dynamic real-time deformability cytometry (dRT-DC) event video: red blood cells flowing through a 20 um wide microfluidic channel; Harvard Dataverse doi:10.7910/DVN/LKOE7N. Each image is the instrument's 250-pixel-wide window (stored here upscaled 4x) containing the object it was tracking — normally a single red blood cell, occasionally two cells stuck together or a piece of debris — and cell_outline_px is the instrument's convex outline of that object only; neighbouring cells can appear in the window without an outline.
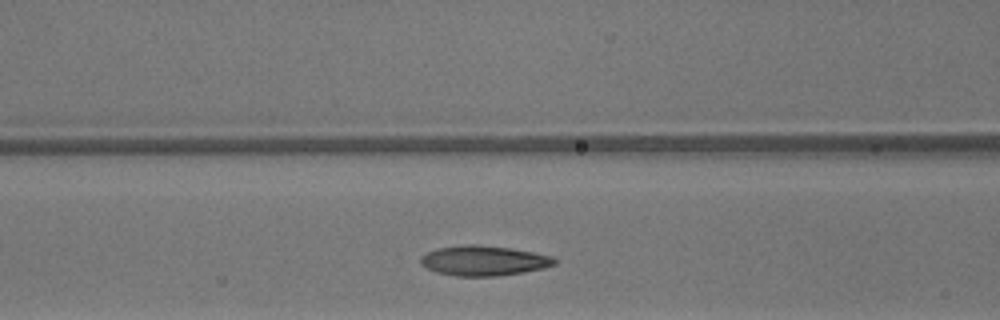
{"species": "common noctule bat (a hibernating species)", "species_latin": "Nyctalus noctula", "temperature_condition": "warm", "stored_images_in_passage": 28, "camera_frame_rate_fps": 3000, "um_per_image_px": 0.085, "animal": {"sex": "male", "body_mass_g": 13.3}, "frame": {"image": 1, "passage_image": 11, "time_ms": 3.333, "image_size_px": [1000, 320], "cell_outline_px": [[556, 264], [544, 268], [524, 272], [496, 276], [456, 276], [436, 272], [420, 264], [420, 256], [436, 248], [464, 244], [476, 244], [508, 248], [532, 252], [552, 256], [556, 260]], "centroid_in_image_um": [41.09, 22.15], "position_along_channel_um": 125.5, "area_um2": 23.41}}
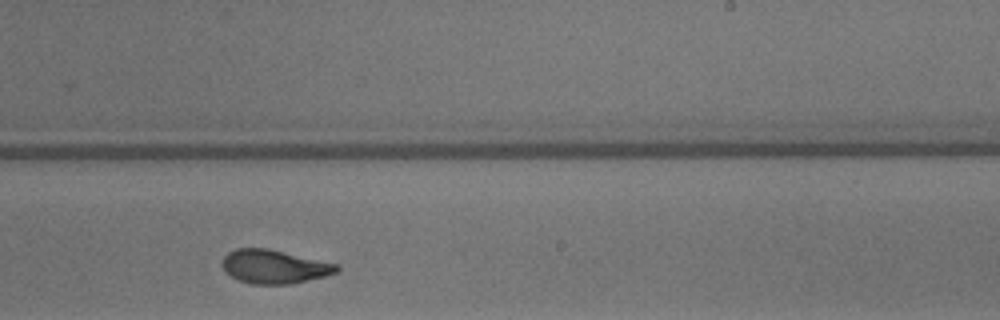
{"frame": {"image": 2, "passage_image": 21, "time_ms": 6.667, "image_size_px": [1000, 320], "cell_outline_px": [[340, 268], [336, 272], [324, 276], [292, 284], [252, 284], [240, 280], [232, 276], [224, 268], [224, 256], [228, 252], [236, 248], [268, 248], [336, 264]], "centroid_in_image_um": [23.31, 22.66], "position_along_channel_um": 265.7, "area_um2": 22.02}}
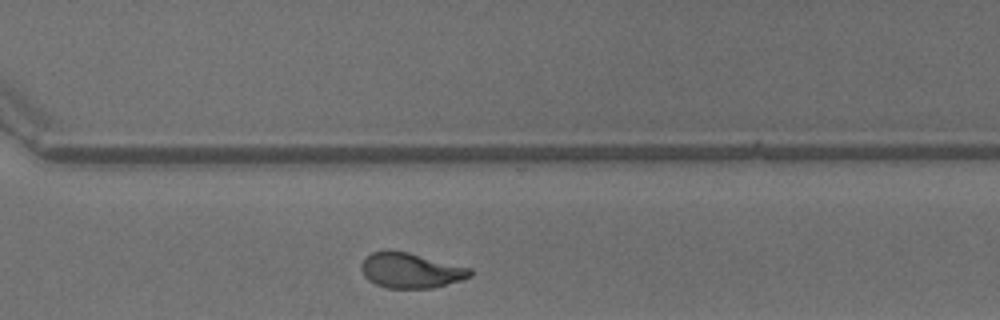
{"frame": {"image": 3, "passage_image": 26, "time_ms": 8.333, "image_size_px": [1000, 320], "cell_outline_px": [[472, 276], [460, 280], [432, 288], [388, 288], [376, 284], [368, 280], [364, 276], [360, 268], [360, 264], [372, 252], [408, 252], [472, 268]], "centroid_in_image_um": [34.93, 23.0], "position_along_channel_um": 335.7, "area_um2": 21.96}}